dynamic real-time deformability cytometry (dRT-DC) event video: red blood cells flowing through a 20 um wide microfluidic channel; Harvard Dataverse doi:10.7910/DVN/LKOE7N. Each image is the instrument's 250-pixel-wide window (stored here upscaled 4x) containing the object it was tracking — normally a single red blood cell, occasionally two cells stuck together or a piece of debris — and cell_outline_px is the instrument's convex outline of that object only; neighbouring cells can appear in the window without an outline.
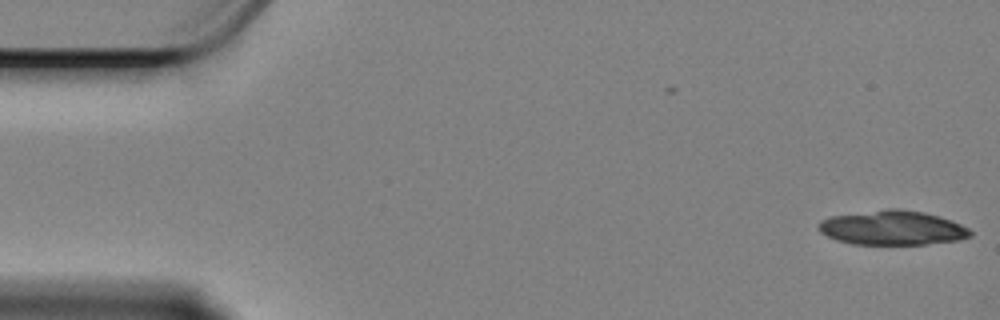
{"species": "Egyptian fruit bat (a non-hibernating species)", "species_latin": "Rousettus aegyptiacus", "temperature_condition": "cold", "stored_images_in_passage": 2, "camera_frame_rate_fps": 3000, "um_per_image_px": 0.085, "animal": {"sex": "female"}, "frame": {"image": 1, "passage_image": 2, "time_ms": 0.333, "image_size_px": [1000, 320], "cell_outline_px": [[972, 236], [960, 240], [924, 244], [852, 244], [836, 240], [820, 232], [820, 220], [832, 216], [888, 208], [896, 208], [924, 212], [940, 216], [952, 220], [968, 228], [972, 232]], "centroid_in_image_um": [75.89, 19.36], "position_along_channel_um": 9.1, "area_um2": 30.4}}